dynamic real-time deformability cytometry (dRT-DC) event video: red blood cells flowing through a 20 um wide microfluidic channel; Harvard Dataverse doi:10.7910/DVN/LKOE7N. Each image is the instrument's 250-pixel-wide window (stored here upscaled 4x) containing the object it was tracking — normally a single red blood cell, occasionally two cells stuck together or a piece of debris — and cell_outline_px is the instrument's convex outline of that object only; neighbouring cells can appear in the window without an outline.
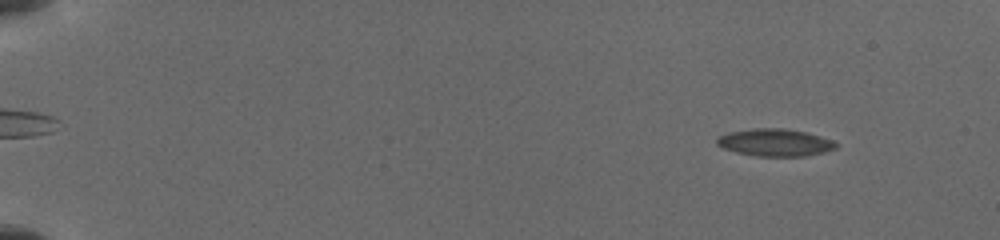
{"species": "common noctule bat (a hibernating species)", "species_latin": "Nyctalus noctula", "temperature_condition": "cold", "stored_images_in_passage": 44, "camera_frame_rate_fps": 3000, "um_per_image_px": 0.085, "animal": {"sex": "female", "body_mass_g": 19.5, "forearm_length_mm": 54.1}, "frame": {"image": 1, "passage_image": 8, "time_ms": 2.0, "image_size_px": [1000, 240], "cell_outline_px": [[836, 148], [824, 152], [804, 156], [756, 156], [736, 152], [724, 148], [716, 144], [716, 140], [720, 136], [728, 132], [756, 128], [784, 128], [804, 132], [820, 136], [832, 140], [836, 144]], "centroid_in_image_um": [65.86, 12.11], "position_along_channel_um": 19.1, "area_um2": 18.79}}
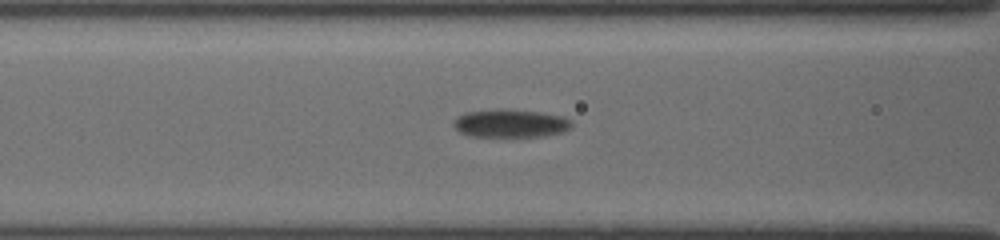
{"frame": {"image": 2, "passage_image": 31, "time_ms": 8.333, "image_size_px": [1000, 240], "cell_outline_px": [[572, 128], [564, 132], [544, 136], [472, 136], [460, 132], [452, 124], [456, 116], [464, 112], [496, 108], [508, 108], [540, 112], [564, 116], [572, 120]], "centroid_in_image_um": [43.41, 10.46], "position_along_channel_um": 123.2, "area_um2": 19.77}}
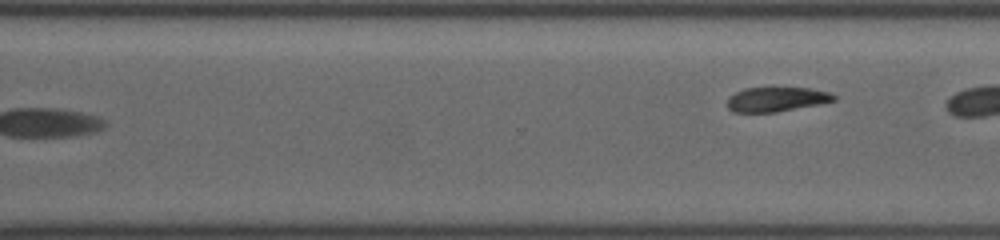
{"frame": {"image": 3, "passage_image": 44, "time_ms": 14.667, "image_size_px": [1000, 240], "cell_outline_px": [[836, 100], [820, 104], [776, 112], [732, 112], [728, 108], [728, 96], [744, 88], [812, 88], [828, 92], [836, 96]], "centroid_in_image_um": [66.0, 8.44], "position_along_channel_um": 304.6, "area_um2": 15.2}}